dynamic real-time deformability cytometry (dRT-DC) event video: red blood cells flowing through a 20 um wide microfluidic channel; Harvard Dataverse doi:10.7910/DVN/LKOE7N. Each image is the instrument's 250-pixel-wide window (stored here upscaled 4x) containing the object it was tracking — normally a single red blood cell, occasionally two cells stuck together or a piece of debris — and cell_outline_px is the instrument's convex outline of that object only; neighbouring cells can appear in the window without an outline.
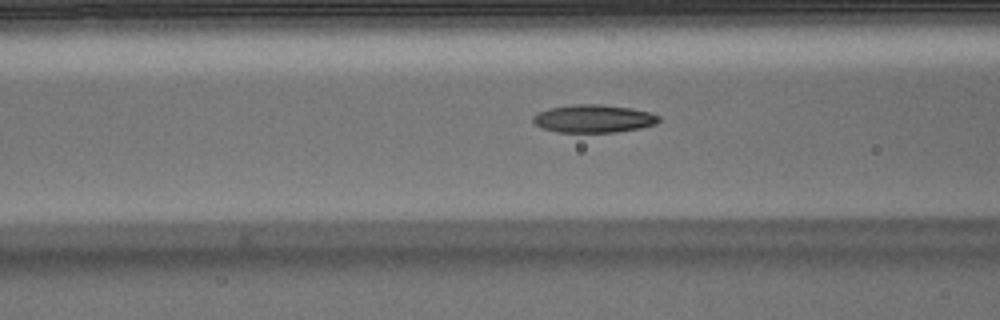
{"species": "Egyptian fruit bat (a non-hibernating species)", "species_latin": "Rousettus aegyptiacus", "temperature_condition": "warm", "stored_images_in_passage": 42, "camera_frame_rate_fps": 3000, "um_per_image_px": 0.085, "animal": {"sex": "male"}, "frame": {"image": 1, "passage_image": 20, "time_ms": 6.333, "image_size_px": [1000, 320], "cell_outline_px": [[660, 120], [656, 124], [640, 128], [616, 132], [560, 132], [540, 128], [532, 120], [532, 116], [548, 108], [572, 104], [604, 104], [632, 108], [652, 112], [660, 116]], "centroid_in_image_um": [50.48, 10.07], "position_along_channel_um": 116.1, "area_um2": 20.69}}
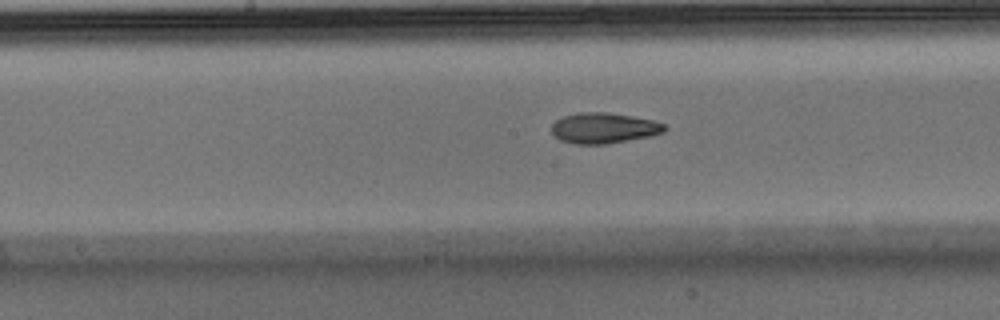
{"frame": {"image": 2, "passage_image": 26, "time_ms": 8.333, "image_size_px": [1000, 320], "cell_outline_px": [[668, 128], [664, 132], [648, 136], [604, 144], [576, 144], [560, 140], [552, 132], [552, 124], [556, 120], [564, 116], [580, 112], [604, 112], [632, 116], [652, 120], [664, 124]], "centroid_in_image_um": [51.31, 10.88], "position_along_channel_um": 196.9, "area_um2": 19.88}}
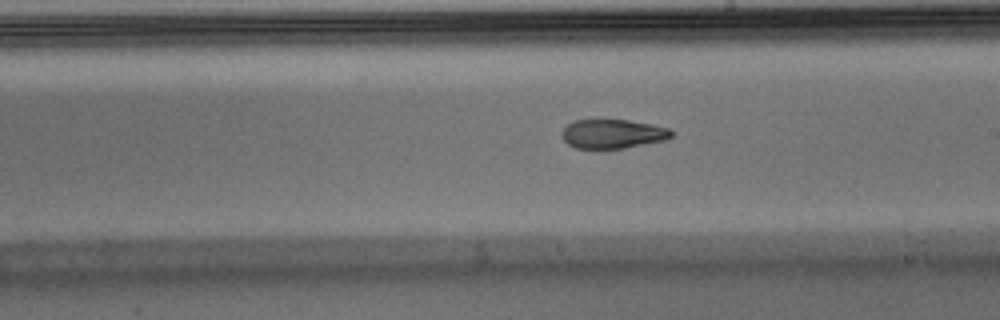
{"frame": {"image": 3, "passage_image": 29, "time_ms": 9.333, "image_size_px": [1000, 320], "cell_outline_px": [[672, 136], [664, 140], [624, 148], [576, 148], [568, 144], [564, 140], [560, 132], [568, 124], [576, 120], [592, 116], [596, 116], [628, 120], [652, 124], [668, 128], [672, 132]], "centroid_in_image_um": [52.01, 11.32], "position_along_channel_um": 237.0, "area_um2": 19.19}}